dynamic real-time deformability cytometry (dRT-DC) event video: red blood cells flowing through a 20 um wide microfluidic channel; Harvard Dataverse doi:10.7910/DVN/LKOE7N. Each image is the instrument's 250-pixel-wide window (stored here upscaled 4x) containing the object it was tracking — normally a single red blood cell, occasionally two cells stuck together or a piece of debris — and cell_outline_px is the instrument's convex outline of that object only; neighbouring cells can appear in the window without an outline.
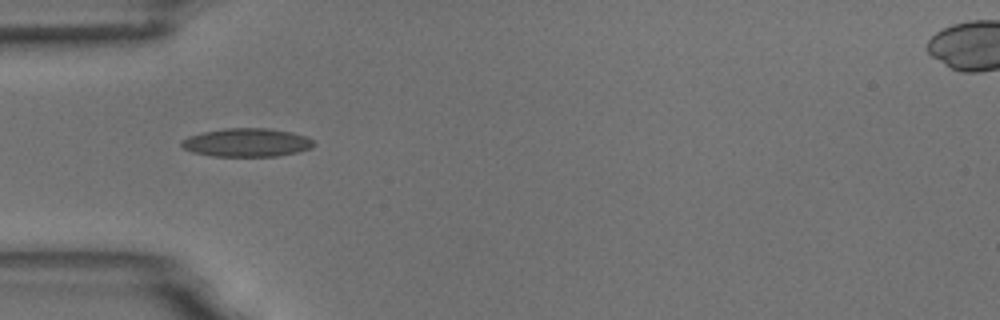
{"species": "common noctule bat (a hibernating species)", "species_latin": "Nyctalus noctula", "temperature_condition": "room temperature", "stored_images_in_passage": 6, "camera_frame_rate_fps": 3000, "um_per_image_px": 0.085, "animal": {"sex": "male", "body_mass_g": 18.8}, "frame": {"image": 1, "passage_image": 4, "time_ms": 3.667, "image_size_px": [1000, 320], "cell_outline_px": [[316, 144], [312, 148], [296, 152], [276, 156], [212, 156], [192, 152], [184, 148], [180, 144], [180, 140], [188, 136], [204, 132], [224, 128], [268, 128], [292, 132], [308, 136]], "centroid_in_image_um": [20.98, 12.11], "position_along_channel_um": 64.0, "area_um2": 22.02}}